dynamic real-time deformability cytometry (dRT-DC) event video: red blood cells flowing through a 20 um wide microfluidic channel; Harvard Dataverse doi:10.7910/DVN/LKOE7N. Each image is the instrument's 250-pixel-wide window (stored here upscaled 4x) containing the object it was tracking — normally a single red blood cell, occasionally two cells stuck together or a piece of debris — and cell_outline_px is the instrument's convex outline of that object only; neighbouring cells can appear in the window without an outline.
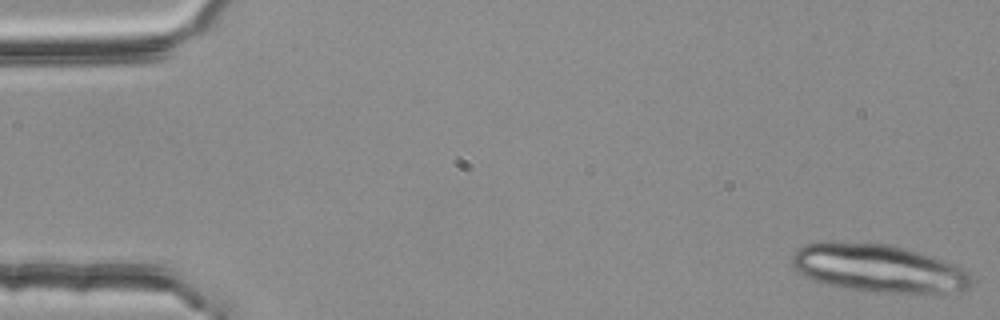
{"species": "common noctule bat (a hibernating species)", "species_latin": "Nyctalus noctula", "temperature_condition": "room temperature", "stored_images_in_passage": 29, "camera_frame_rate_fps": 3000, "um_per_image_px": 0.085, "animal": {"sex": "female", "body_mass_g": 25.1}, "frame": {"image": 1, "passage_image": 1, "time_ms": 0.0, "image_size_px": [1000, 320], "cell_outline_px": [[972, 284], [968, 288], [932, 296], [884, 292], [848, 288], [828, 284], [812, 280], [800, 272], [792, 264], [792, 256], [804, 244], [824, 240], [832, 240], [888, 244], [908, 248], [932, 256], [952, 264], [968, 272], [972, 280]], "centroid_in_image_um": [74.7, 22.8], "position_along_channel_um": 10.3, "area_um2": 50.75}}